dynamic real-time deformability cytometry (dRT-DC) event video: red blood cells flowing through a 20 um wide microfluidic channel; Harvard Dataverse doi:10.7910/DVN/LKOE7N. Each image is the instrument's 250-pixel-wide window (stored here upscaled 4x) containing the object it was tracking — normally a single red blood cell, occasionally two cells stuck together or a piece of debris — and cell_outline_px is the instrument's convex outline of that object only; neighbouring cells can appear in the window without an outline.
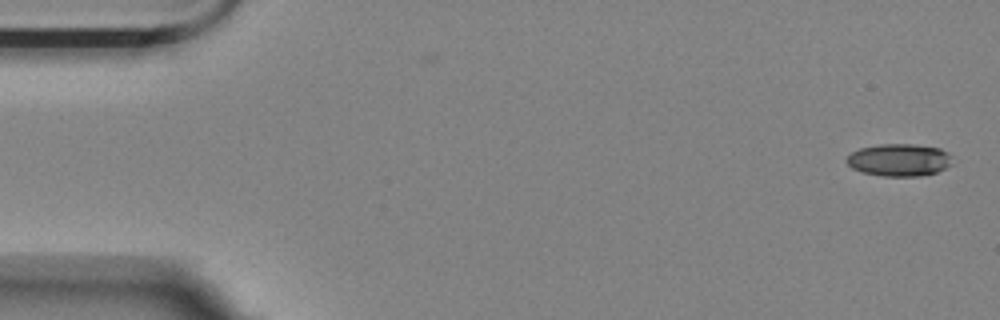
{"species": "Egyptian fruit bat (a non-hibernating species)", "species_latin": "Rousettus aegyptiacus", "temperature_condition": "room temperature", "stored_images_in_passage": 2, "camera_frame_rate_fps": 3000, "um_per_image_px": 0.085, "animal": {"sex": "female"}, "frame": {"image": 1, "passage_image": 2, "time_ms": 0.333, "image_size_px": [1000, 320], "cell_outline_px": [[952, 156], [948, 164], [944, 168], [936, 172], [920, 176], [880, 176], [860, 172], [852, 168], [844, 160], [852, 152], [860, 148], [880, 144], [912, 144], [940, 148], [948, 152]], "centroid_in_image_um": [76.38, 13.6], "position_along_channel_um": 8.6, "area_um2": 19.94}}